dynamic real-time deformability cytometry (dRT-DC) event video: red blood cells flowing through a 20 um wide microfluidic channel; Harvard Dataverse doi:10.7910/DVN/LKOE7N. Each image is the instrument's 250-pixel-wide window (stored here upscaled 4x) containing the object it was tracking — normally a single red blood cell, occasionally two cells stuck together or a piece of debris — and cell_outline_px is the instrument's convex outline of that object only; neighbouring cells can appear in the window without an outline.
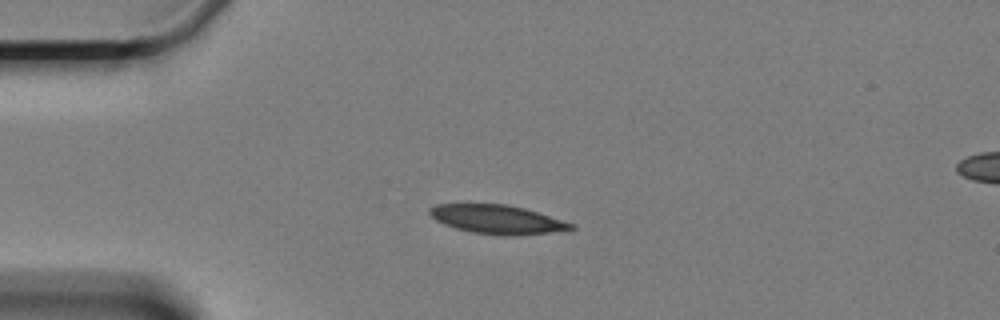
{"species": "Egyptian fruit bat (a non-hibernating species)", "species_latin": "Rousettus aegyptiacus", "temperature_condition": "cold", "stored_images_in_passage": 6, "camera_frame_rate_fps": 3000, "um_per_image_px": 0.085, "animal": {"sex": "female"}, "frame": {"image": 1, "passage_image": 4, "time_ms": 3.333, "image_size_px": [1000, 320], "cell_outline_px": [[576, 228], [568, 232], [516, 236], [504, 236], [472, 232], [456, 228], [444, 224], [436, 220], [428, 212], [428, 208], [436, 204], [508, 204], [524, 208], [576, 224]], "centroid_in_image_um": [42.37, 18.67], "position_along_channel_um": 42.6, "area_um2": 24.28}}
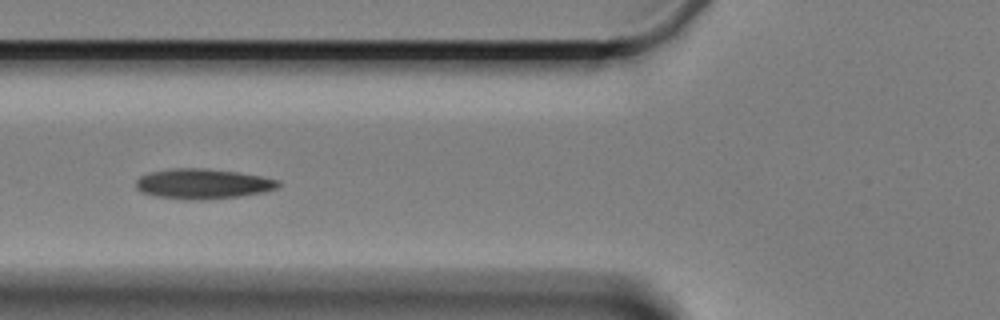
{"frame": {"image": 2, "passage_image": 6, "time_ms": 6.0, "image_size_px": [1000, 320], "cell_outline_px": [[280, 184], [276, 188], [264, 192], [240, 196], [204, 200], [200, 200], [156, 196], [140, 192], [136, 188], [136, 180], [140, 176], [152, 172], [176, 168], [204, 168], [236, 172], [260, 176], [280, 180]], "centroid_in_image_um": [17.25, 15.62], "position_along_channel_um": 108.6, "area_um2": 24.74}}